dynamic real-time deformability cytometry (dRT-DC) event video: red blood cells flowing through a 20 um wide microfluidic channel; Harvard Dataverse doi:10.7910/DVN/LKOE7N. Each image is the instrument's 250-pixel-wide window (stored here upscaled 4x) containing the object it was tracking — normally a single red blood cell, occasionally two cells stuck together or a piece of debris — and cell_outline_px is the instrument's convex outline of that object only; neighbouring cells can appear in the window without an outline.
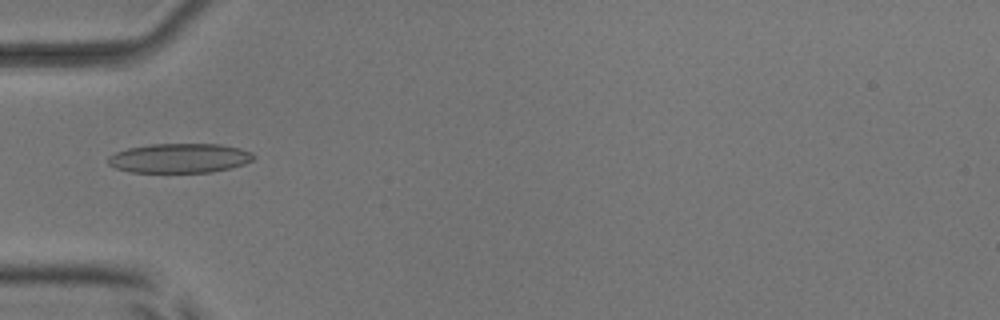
{"species": "common noctule bat (a hibernating species)", "species_latin": "Nyctalus noctula", "temperature_condition": "room temperature", "stored_images_in_passage": 2, "camera_frame_rate_fps": 3000, "um_per_image_px": 0.085, "animal": {"sex": "male", "body_mass_g": 17.9, "forearm_length_mm": 54.2}, "frame": {"image": 1, "passage_image": 2, "time_ms": 1.0, "image_size_px": [1000, 320], "cell_outline_px": [[256, 156], [252, 160], [244, 164], [232, 168], [212, 172], [132, 172], [116, 168], [108, 164], [108, 156], [116, 152], [128, 148], [152, 144], [220, 144], [240, 148], [252, 152]], "centroid_in_image_um": [15.29, 13.44], "position_along_channel_um": 69.7, "area_um2": 25.03}}